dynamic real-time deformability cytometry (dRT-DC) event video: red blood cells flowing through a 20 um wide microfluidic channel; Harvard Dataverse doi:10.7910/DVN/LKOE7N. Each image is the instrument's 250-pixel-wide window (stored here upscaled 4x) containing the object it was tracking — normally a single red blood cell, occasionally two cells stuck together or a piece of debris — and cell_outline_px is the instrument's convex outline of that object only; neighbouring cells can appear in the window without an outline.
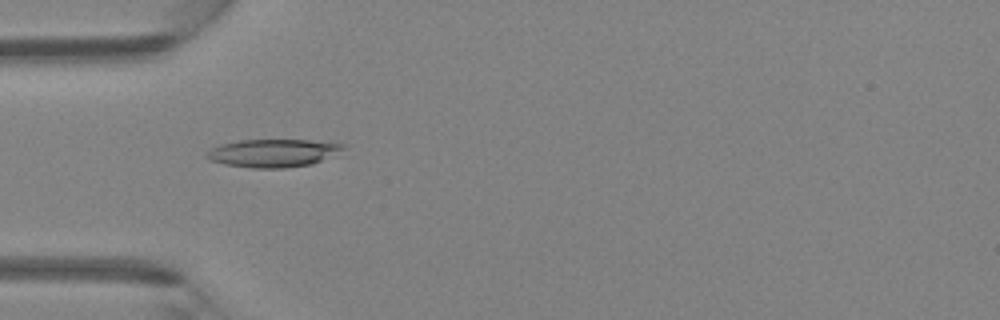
{"species": "Egyptian fruit bat (a non-hibernating species)", "species_latin": "Rousettus aegyptiacus", "temperature_condition": "room temperature", "stored_images_in_passage": 45, "camera_frame_rate_fps": 3000, "um_per_image_px": 0.085, "animal": {"sex": "female"}, "frame": {"image": 1, "passage_image": 14, "time_ms": 4.333, "image_size_px": [1000, 320], "cell_outline_px": [[348, 144], [340, 156], [312, 164], [284, 168], [252, 168], [224, 164], [208, 160], [204, 156], [204, 152], [220, 144], [240, 140], [308, 140]], "centroid_in_image_um": [23.29, 13.01], "position_along_channel_um": 61.7, "area_um2": 22.89}}
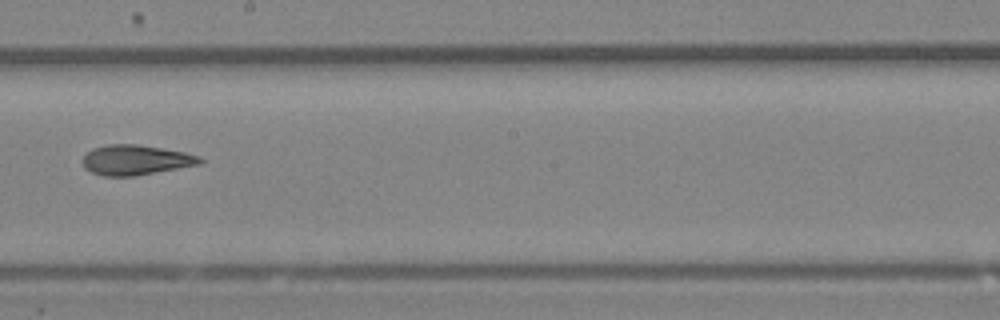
{"frame": {"image": 2, "passage_image": 26, "time_ms": 8.333, "image_size_px": [1000, 320], "cell_outline_px": [[204, 160], [200, 164], [132, 176], [104, 176], [92, 172], [84, 168], [84, 156], [92, 148], [108, 144], [136, 144], [184, 152], [200, 156]], "centroid_in_image_um": [11.53, 13.59], "position_along_channel_um": 236.7, "area_um2": 20.23}}
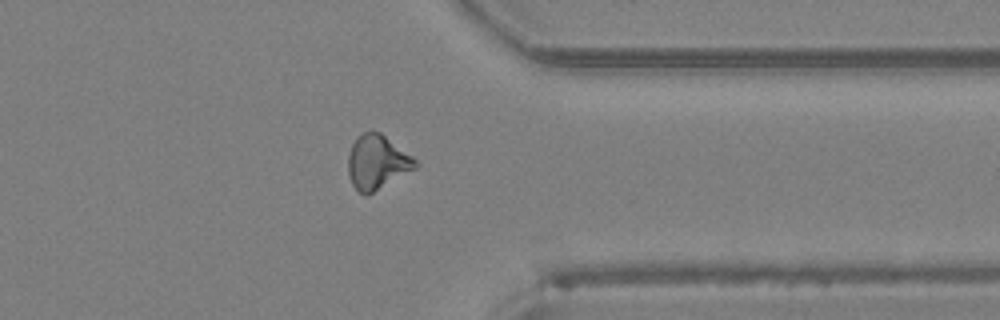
{"frame": {"image": 3, "passage_image": 36, "time_ms": 11.667, "image_size_px": [1000, 320], "cell_outline_px": [[420, 164], [416, 168], [368, 196], [360, 192], [352, 184], [348, 176], [348, 156], [352, 144], [356, 136], [368, 128], [372, 128], [380, 132], [412, 156]], "centroid_in_image_um": [32.04, 13.76], "position_along_channel_um": 379.4, "area_um2": 21.62}}